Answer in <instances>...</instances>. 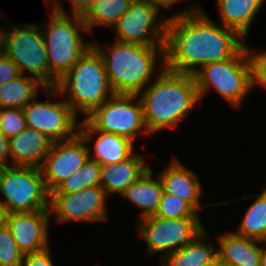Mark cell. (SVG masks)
<instances>
[{"mask_svg": "<svg viewBox=\"0 0 266 266\" xmlns=\"http://www.w3.org/2000/svg\"><path fill=\"white\" fill-rule=\"evenodd\" d=\"M176 14L166 24L164 67L170 71L193 75L198 66L232 58L244 47L236 31L216 25L197 5Z\"/></svg>", "mask_w": 266, "mask_h": 266, "instance_id": "obj_1", "label": "cell"}, {"mask_svg": "<svg viewBox=\"0 0 266 266\" xmlns=\"http://www.w3.org/2000/svg\"><path fill=\"white\" fill-rule=\"evenodd\" d=\"M161 64L156 81L137 94L149 135L176 128L200 101L193 75L170 71Z\"/></svg>", "mask_w": 266, "mask_h": 266, "instance_id": "obj_2", "label": "cell"}, {"mask_svg": "<svg viewBox=\"0 0 266 266\" xmlns=\"http://www.w3.org/2000/svg\"><path fill=\"white\" fill-rule=\"evenodd\" d=\"M94 42L92 46L103 59L114 94L137 95L142 92L151 76L157 74L155 58L160 57L164 63V46H141L116 40L106 51L100 43Z\"/></svg>", "mask_w": 266, "mask_h": 266, "instance_id": "obj_3", "label": "cell"}, {"mask_svg": "<svg viewBox=\"0 0 266 266\" xmlns=\"http://www.w3.org/2000/svg\"><path fill=\"white\" fill-rule=\"evenodd\" d=\"M43 90L51 99L58 94L64 95L74 114L77 116L81 112L86 117L114 94L103 59L93 46L58 81L56 87Z\"/></svg>", "mask_w": 266, "mask_h": 266, "instance_id": "obj_4", "label": "cell"}, {"mask_svg": "<svg viewBox=\"0 0 266 266\" xmlns=\"http://www.w3.org/2000/svg\"><path fill=\"white\" fill-rule=\"evenodd\" d=\"M51 11L48 27L43 23L40 26L50 70V87H56L92 46V42L84 43V38L78 33L88 32L82 16L72 14L71 18L67 13Z\"/></svg>", "mask_w": 266, "mask_h": 266, "instance_id": "obj_5", "label": "cell"}, {"mask_svg": "<svg viewBox=\"0 0 266 266\" xmlns=\"http://www.w3.org/2000/svg\"><path fill=\"white\" fill-rule=\"evenodd\" d=\"M193 76L200 100L213 88L236 108L242 105L243 99L253 89L245 46L232 58L203 65Z\"/></svg>", "mask_w": 266, "mask_h": 266, "instance_id": "obj_6", "label": "cell"}, {"mask_svg": "<svg viewBox=\"0 0 266 266\" xmlns=\"http://www.w3.org/2000/svg\"><path fill=\"white\" fill-rule=\"evenodd\" d=\"M1 201L6 214L49 210V193L40 168L24 166L0 167Z\"/></svg>", "mask_w": 266, "mask_h": 266, "instance_id": "obj_7", "label": "cell"}, {"mask_svg": "<svg viewBox=\"0 0 266 266\" xmlns=\"http://www.w3.org/2000/svg\"><path fill=\"white\" fill-rule=\"evenodd\" d=\"M4 31L3 53L21 74L28 71L46 87H50V70L40 25L27 24Z\"/></svg>", "mask_w": 266, "mask_h": 266, "instance_id": "obj_8", "label": "cell"}, {"mask_svg": "<svg viewBox=\"0 0 266 266\" xmlns=\"http://www.w3.org/2000/svg\"><path fill=\"white\" fill-rule=\"evenodd\" d=\"M135 94H113L85 121L94 129L129 138L135 142L138 133L149 134L143 116L142 103ZM134 102V103H133Z\"/></svg>", "mask_w": 266, "mask_h": 266, "instance_id": "obj_9", "label": "cell"}, {"mask_svg": "<svg viewBox=\"0 0 266 266\" xmlns=\"http://www.w3.org/2000/svg\"><path fill=\"white\" fill-rule=\"evenodd\" d=\"M141 219H137V228L146 242L147 253L165 252L161 258L190 243L205 228L200 218L163 219L153 215Z\"/></svg>", "mask_w": 266, "mask_h": 266, "instance_id": "obj_10", "label": "cell"}, {"mask_svg": "<svg viewBox=\"0 0 266 266\" xmlns=\"http://www.w3.org/2000/svg\"><path fill=\"white\" fill-rule=\"evenodd\" d=\"M159 11L147 0H134L126 13L113 28L117 41L141 46H164L168 17H160Z\"/></svg>", "mask_w": 266, "mask_h": 266, "instance_id": "obj_11", "label": "cell"}, {"mask_svg": "<svg viewBox=\"0 0 266 266\" xmlns=\"http://www.w3.org/2000/svg\"><path fill=\"white\" fill-rule=\"evenodd\" d=\"M105 191L100 186L74 193H49V212L58 223L108 219Z\"/></svg>", "mask_w": 266, "mask_h": 266, "instance_id": "obj_12", "label": "cell"}, {"mask_svg": "<svg viewBox=\"0 0 266 266\" xmlns=\"http://www.w3.org/2000/svg\"><path fill=\"white\" fill-rule=\"evenodd\" d=\"M22 110L27 127L45 134L52 142L69 140L78 133L77 116L65 100L39 102L35 97Z\"/></svg>", "mask_w": 266, "mask_h": 266, "instance_id": "obj_13", "label": "cell"}, {"mask_svg": "<svg viewBox=\"0 0 266 266\" xmlns=\"http://www.w3.org/2000/svg\"><path fill=\"white\" fill-rule=\"evenodd\" d=\"M88 158L89 147L79 133L69 140L53 142L40 167L48 193L78 172Z\"/></svg>", "mask_w": 266, "mask_h": 266, "instance_id": "obj_14", "label": "cell"}, {"mask_svg": "<svg viewBox=\"0 0 266 266\" xmlns=\"http://www.w3.org/2000/svg\"><path fill=\"white\" fill-rule=\"evenodd\" d=\"M49 210L12 212L6 214L5 224L23 254L38 252L49 247Z\"/></svg>", "mask_w": 266, "mask_h": 266, "instance_id": "obj_15", "label": "cell"}, {"mask_svg": "<svg viewBox=\"0 0 266 266\" xmlns=\"http://www.w3.org/2000/svg\"><path fill=\"white\" fill-rule=\"evenodd\" d=\"M80 122L78 133L84 138L87 144L91 143L93 141L92 139H95V134H98L93 144V157L91 156L92 151H90V148L89 157L97 161L100 165L119 164L134 153V142L129 138L94 130L85 120Z\"/></svg>", "mask_w": 266, "mask_h": 266, "instance_id": "obj_16", "label": "cell"}, {"mask_svg": "<svg viewBox=\"0 0 266 266\" xmlns=\"http://www.w3.org/2000/svg\"><path fill=\"white\" fill-rule=\"evenodd\" d=\"M52 143L45 134L34 128L26 127L18 135L9 139L12 165L40 168Z\"/></svg>", "mask_w": 266, "mask_h": 266, "instance_id": "obj_17", "label": "cell"}, {"mask_svg": "<svg viewBox=\"0 0 266 266\" xmlns=\"http://www.w3.org/2000/svg\"><path fill=\"white\" fill-rule=\"evenodd\" d=\"M159 177L164 193L185 200L197 212L203 208L200 206V198L204 190L195 173L186 168L183 163L173 159L168 167L159 174Z\"/></svg>", "mask_w": 266, "mask_h": 266, "instance_id": "obj_18", "label": "cell"}, {"mask_svg": "<svg viewBox=\"0 0 266 266\" xmlns=\"http://www.w3.org/2000/svg\"><path fill=\"white\" fill-rule=\"evenodd\" d=\"M148 168V166H145L143 156L134 153L119 164L101 165L100 187L108 197L114 193L121 195Z\"/></svg>", "mask_w": 266, "mask_h": 266, "instance_id": "obj_19", "label": "cell"}, {"mask_svg": "<svg viewBox=\"0 0 266 266\" xmlns=\"http://www.w3.org/2000/svg\"><path fill=\"white\" fill-rule=\"evenodd\" d=\"M218 256L224 264L238 266H260V254L264 242L240 236L235 232L218 235Z\"/></svg>", "mask_w": 266, "mask_h": 266, "instance_id": "obj_20", "label": "cell"}, {"mask_svg": "<svg viewBox=\"0 0 266 266\" xmlns=\"http://www.w3.org/2000/svg\"><path fill=\"white\" fill-rule=\"evenodd\" d=\"M152 176V170L148 168L139 179L126 188L120 195L135 204L138 208H142L141 218L156 214L164 192L160 177L157 180L152 178Z\"/></svg>", "mask_w": 266, "mask_h": 266, "instance_id": "obj_21", "label": "cell"}, {"mask_svg": "<svg viewBox=\"0 0 266 266\" xmlns=\"http://www.w3.org/2000/svg\"><path fill=\"white\" fill-rule=\"evenodd\" d=\"M266 0H216L221 25L236 31L243 39L248 35L255 15Z\"/></svg>", "mask_w": 266, "mask_h": 266, "instance_id": "obj_22", "label": "cell"}, {"mask_svg": "<svg viewBox=\"0 0 266 266\" xmlns=\"http://www.w3.org/2000/svg\"><path fill=\"white\" fill-rule=\"evenodd\" d=\"M204 229L190 243L161 258L162 266H203L218 255L217 247L207 241Z\"/></svg>", "mask_w": 266, "mask_h": 266, "instance_id": "obj_23", "label": "cell"}, {"mask_svg": "<svg viewBox=\"0 0 266 266\" xmlns=\"http://www.w3.org/2000/svg\"><path fill=\"white\" fill-rule=\"evenodd\" d=\"M46 86L37 78L21 74L17 78L0 85V108L23 109L37 97L39 89Z\"/></svg>", "mask_w": 266, "mask_h": 266, "instance_id": "obj_24", "label": "cell"}, {"mask_svg": "<svg viewBox=\"0 0 266 266\" xmlns=\"http://www.w3.org/2000/svg\"><path fill=\"white\" fill-rule=\"evenodd\" d=\"M134 0H97L90 4V7L82 16L88 33L93 27H111L116 24L129 9Z\"/></svg>", "mask_w": 266, "mask_h": 266, "instance_id": "obj_25", "label": "cell"}, {"mask_svg": "<svg viewBox=\"0 0 266 266\" xmlns=\"http://www.w3.org/2000/svg\"><path fill=\"white\" fill-rule=\"evenodd\" d=\"M255 197L240 222L236 234L247 238L266 241V188L259 195H244L240 199Z\"/></svg>", "mask_w": 266, "mask_h": 266, "instance_id": "obj_26", "label": "cell"}, {"mask_svg": "<svg viewBox=\"0 0 266 266\" xmlns=\"http://www.w3.org/2000/svg\"><path fill=\"white\" fill-rule=\"evenodd\" d=\"M101 165L90 157L82 168L73 173L51 193L80 192L87 187L100 186Z\"/></svg>", "mask_w": 266, "mask_h": 266, "instance_id": "obj_27", "label": "cell"}, {"mask_svg": "<svg viewBox=\"0 0 266 266\" xmlns=\"http://www.w3.org/2000/svg\"><path fill=\"white\" fill-rule=\"evenodd\" d=\"M154 216L163 219L200 218L198 212L188 202L164 192Z\"/></svg>", "mask_w": 266, "mask_h": 266, "instance_id": "obj_28", "label": "cell"}, {"mask_svg": "<svg viewBox=\"0 0 266 266\" xmlns=\"http://www.w3.org/2000/svg\"><path fill=\"white\" fill-rule=\"evenodd\" d=\"M23 256L10 230L4 224L0 227V266H21Z\"/></svg>", "mask_w": 266, "mask_h": 266, "instance_id": "obj_29", "label": "cell"}, {"mask_svg": "<svg viewBox=\"0 0 266 266\" xmlns=\"http://www.w3.org/2000/svg\"><path fill=\"white\" fill-rule=\"evenodd\" d=\"M26 127V120L22 109L0 108V131L7 138L15 137Z\"/></svg>", "mask_w": 266, "mask_h": 266, "instance_id": "obj_30", "label": "cell"}, {"mask_svg": "<svg viewBox=\"0 0 266 266\" xmlns=\"http://www.w3.org/2000/svg\"><path fill=\"white\" fill-rule=\"evenodd\" d=\"M251 67V83L252 88L257 84L266 88V51L262 53H252L253 50L244 44Z\"/></svg>", "mask_w": 266, "mask_h": 266, "instance_id": "obj_31", "label": "cell"}, {"mask_svg": "<svg viewBox=\"0 0 266 266\" xmlns=\"http://www.w3.org/2000/svg\"><path fill=\"white\" fill-rule=\"evenodd\" d=\"M21 73L18 69V66L8 58L4 53L0 54V85L9 82L18 76Z\"/></svg>", "mask_w": 266, "mask_h": 266, "instance_id": "obj_32", "label": "cell"}, {"mask_svg": "<svg viewBox=\"0 0 266 266\" xmlns=\"http://www.w3.org/2000/svg\"><path fill=\"white\" fill-rule=\"evenodd\" d=\"M21 266H54L49 247L38 252L24 254Z\"/></svg>", "mask_w": 266, "mask_h": 266, "instance_id": "obj_33", "label": "cell"}, {"mask_svg": "<svg viewBox=\"0 0 266 266\" xmlns=\"http://www.w3.org/2000/svg\"><path fill=\"white\" fill-rule=\"evenodd\" d=\"M9 138L0 131V167L9 164Z\"/></svg>", "mask_w": 266, "mask_h": 266, "instance_id": "obj_34", "label": "cell"}, {"mask_svg": "<svg viewBox=\"0 0 266 266\" xmlns=\"http://www.w3.org/2000/svg\"><path fill=\"white\" fill-rule=\"evenodd\" d=\"M72 4V14L83 16L90 7V0H69Z\"/></svg>", "mask_w": 266, "mask_h": 266, "instance_id": "obj_35", "label": "cell"}, {"mask_svg": "<svg viewBox=\"0 0 266 266\" xmlns=\"http://www.w3.org/2000/svg\"><path fill=\"white\" fill-rule=\"evenodd\" d=\"M149 1L159 12L161 11V8H171V6H174L175 3H179L182 0H147ZM184 1V0H183Z\"/></svg>", "mask_w": 266, "mask_h": 266, "instance_id": "obj_36", "label": "cell"}, {"mask_svg": "<svg viewBox=\"0 0 266 266\" xmlns=\"http://www.w3.org/2000/svg\"><path fill=\"white\" fill-rule=\"evenodd\" d=\"M47 4H51V8L60 13H67L63 8V4L60 2L61 0H45Z\"/></svg>", "mask_w": 266, "mask_h": 266, "instance_id": "obj_37", "label": "cell"}, {"mask_svg": "<svg viewBox=\"0 0 266 266\" xmlns=\"http://www.w3.org/2000/svg\"><path fill=\"white\" fill-rule=\"evenodd\" d=\"M203 266H224V263L221 261V258L217 255L208 263H205Z\"/></svg>", "mask_w": 266, "mask_h": 266, "instance_id": "obj_38", "label": "cell"}, {"mask_svg": "<svg viewBox=\"0 0 266 266\" xmlns=\"http://www.w3.org/2000/svg\"><path fill=\"white\" fill-rule=\"evenodd\" d=\"M5 219H6V211L3 205L0 203V227L5 224Z\"/></svg>", "mask_w": 266, "mask_h": 266, "instance_id": "obj_39", "label": "cell"}, {"mask_svg": "<svg viewBox=\"0 0 266 266\" xmlns=\"http://www.w3.org/2000/svg\"><path fill=\"white\" fill-rule=\"evenodd\" d=\"M260 266H266V249L263 246L260 254Z\"/></svg>", "mask_w": 266, "mask_h": 266, "instance_id": "obj_40", "label": "cell"}, {"mask_svg": "<svg viewBox=\"0 0 266 266\" xmlns=\"http://www.w3.org/2000/svg\"><path fill=\"white\" fill-rule=\"evenodd\" d=\"M4 28H0V54L3 53V42H4V31L6 30V28L3 30Z\"/></svg>", "mask_w": 266, "mask_h": 266, "instance_id": "obj_41", "label": "cell"}, {"mask_svg": "<svg viewBox=\"0 0 266 266\" xmlns=\"http://www.w3.org/2000/svg\"><path fill=\"white\" fill-rule=\"evenodd\" d=\"M224 266H238V265H233V264H224Z\"/></svg>", "mask_w": 266, "mask_h": 266, "instance_id": "obj_42", "label": "cell"}]
</instances>
